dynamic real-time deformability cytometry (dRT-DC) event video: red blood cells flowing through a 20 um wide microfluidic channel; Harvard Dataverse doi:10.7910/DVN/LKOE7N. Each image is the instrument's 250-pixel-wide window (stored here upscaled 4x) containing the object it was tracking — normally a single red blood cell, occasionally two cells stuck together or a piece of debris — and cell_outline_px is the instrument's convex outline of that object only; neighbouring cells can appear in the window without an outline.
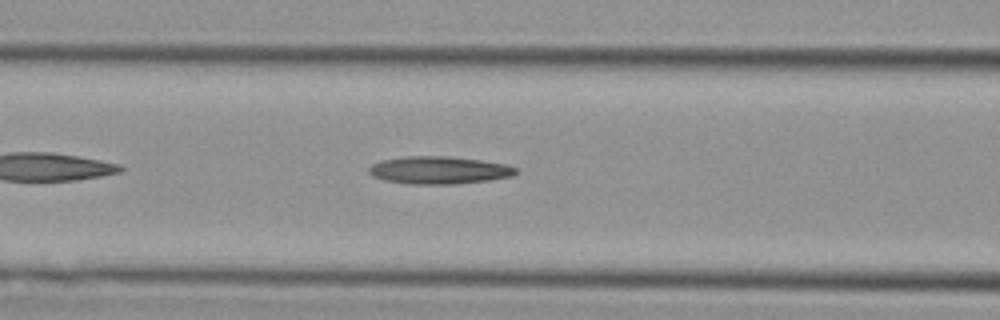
{"species": "Egyptian fruit bat (a non-hibernating species)", "species_latin": "Rousettus aegyptiacus", "temperature_condition": "cold", "stored_images_in_passage": 26, "camera_frame_rate_fps": 3000, "um_per_image_px": 0.085, "animal": {"sex": "female"}, "frame": {"image": 1, "passage_image": 7, "time_ms": 2.0, "image_size_px": [1000, 320], "cell_outline_px": [[516, 172], [512, 176], [488, 180], [452, 184], [408, 184], [384, 180], [372, 176], [368, 172], [368, 168], [372, 164], [380, 160], [404, 156], [448, 156], [480, 160], [508, 164], [516, 168]], "centroid_in_image_um": [37.27, 14.46], "position_along_channel_um": 129.3, "area_um2": 23.7}}
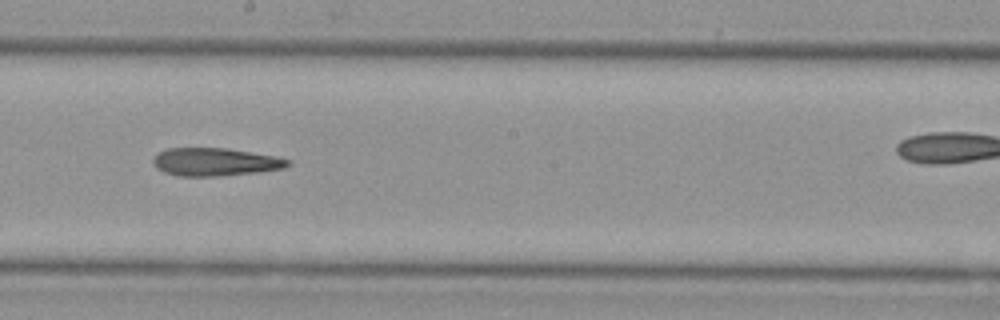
{"frame": {"image": 2, "passage_image": 14, "time_ms": 4.333, "image_size_px": [1000, 320], "cell_outline_px": [[292, 160], [284, 168], [256, 172], [216, 176], [180, 176], [164, 172], [156, 168], [152, 160], [160, 152], [168, 148], [228, 148], [276, 156]], "centroid_in_image_um": [18.29, 13.76], "position_along_channel_um": 229.9, "area_um2": 21.79}}
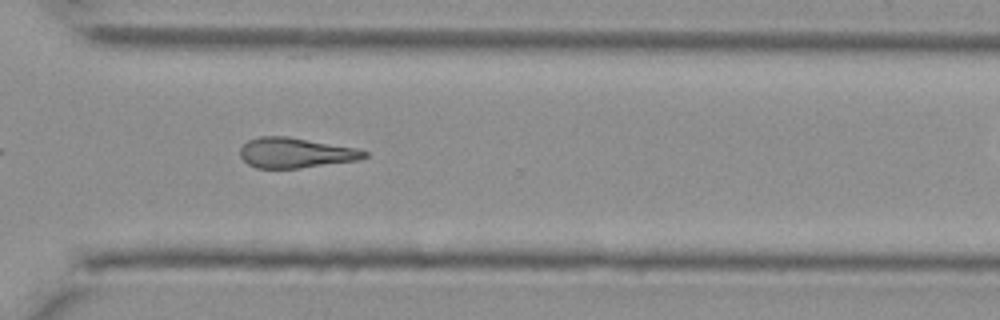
{"frame": {"image": 3, "passage_image": 22, "time_ms": 7.0, "image_size_px": [1000, 320], "cell_outline_px": [[368, 156], [360, 160], [300, 168], [256, 168], [248, 164], [240, 156], [240, 148], [248, 140], [260, 136], [288, 136], [356, 148], [368, 152]], "centroid_in_image_um": [25.13, 12.99], "position_along_channel_um": 345.5, "area_um2": 21.91}}